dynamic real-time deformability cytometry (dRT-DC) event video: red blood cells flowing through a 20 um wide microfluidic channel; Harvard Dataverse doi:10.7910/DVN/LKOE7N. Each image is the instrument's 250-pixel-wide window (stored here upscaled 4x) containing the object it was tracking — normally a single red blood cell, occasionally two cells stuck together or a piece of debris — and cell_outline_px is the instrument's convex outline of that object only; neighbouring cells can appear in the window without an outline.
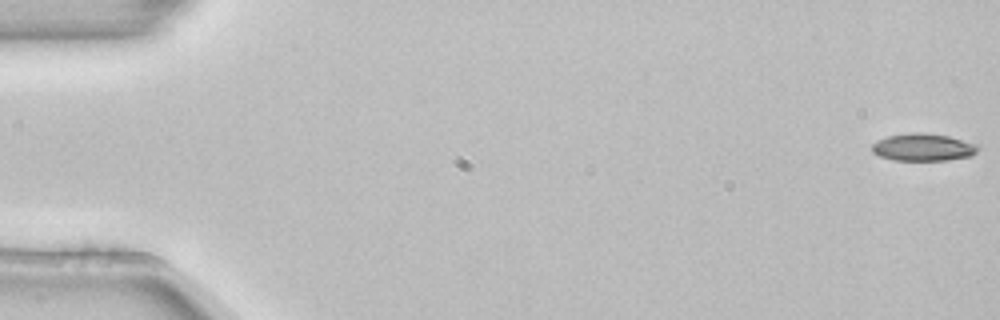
{"species": "common noctule bat (a hibernating species)", "species_latin": "Nyctalus noctula", "temperature_condition": "room temperature", "stored_images_in_passage": 4, "camera_frame_rate_fps": 3000, "um_per_image_px": 0.085, "animal": {"sex": "female", "body_mass_g": 22.7, "forearm_length_mm": 54.2}, "frame": {"image": 1, "passage_image": 1, "time_ms": 0.0, "image_size_px": [1000, 320], "cell_outline_px": [[980, 148], [972, 156], [948, 160], [892, 160], [880, 156], [872, 152], [872, 144], [876, 140], [888, 136], [916, 132], [920, 132], [948, 136], [976, 144]], "centroid_in_image_um": [78.46, 12.52], "position_along_channel_um": 6.5, "area_um2": 16.88}}
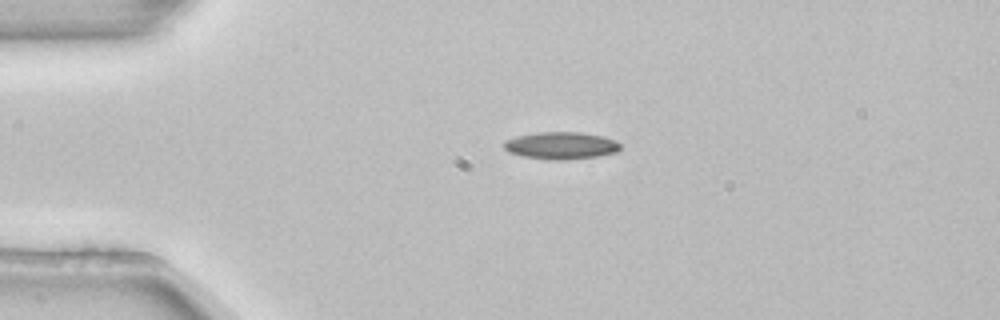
{"frame": {"image": 2, "passage_image": 3, "time_ms": 0.667, "image_size_px": [1000, 320], "cell_outline_px": [[620, 148], [616, 152], [596, 156], [568, 160], [548, 160], [524, 156], [508, 152], [500, 144], [504, 140], [516, 136], [536, 132], [580, 132], [600, 136], [616, 140], [620, 144]], "centroid_in_image_um": [47.62, 12.37], "position_along_channel_um": 37.4, "area_um2": 18.61}}